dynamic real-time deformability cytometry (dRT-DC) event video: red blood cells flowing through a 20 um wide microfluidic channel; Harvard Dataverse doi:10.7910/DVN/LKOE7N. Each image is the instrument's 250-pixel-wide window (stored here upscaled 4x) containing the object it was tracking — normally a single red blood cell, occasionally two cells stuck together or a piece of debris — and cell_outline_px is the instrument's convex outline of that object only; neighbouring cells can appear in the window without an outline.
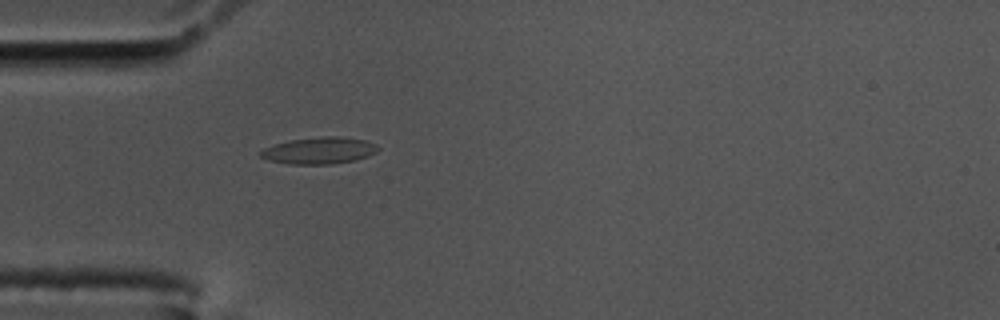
{"species": "common noctule bat (a hibernating species)", "species_latin": "Nyctalus noctula", "temperature_condition": "cold", "stored_images_in_passage": 43, "camera_frame_rate_fps": 3000, "um_per_image_px": 0.085, "animal": {"sex": "male", "body_mass_g": 17.5, "forearm_length_mm": 52.3}, "frame": {"image": 1, "passage_image": 2, "time_ms": 0.333, "image_size_px": [1000, 320], "cell_outline_px": [[380, 148], [376, 152], [368, 156], [356, 160], [332, 164], [288, 164], [272, 160], [260, 156], [260, 152], [264, 148], [276, 144], [292, 140], [324, 136], [340, 136], [364, 140], [376, 144]], "centroid_in_image_um": [27.19, 12.8], "position_along_channel_um": 57.8, "area_um2": 18.09}}
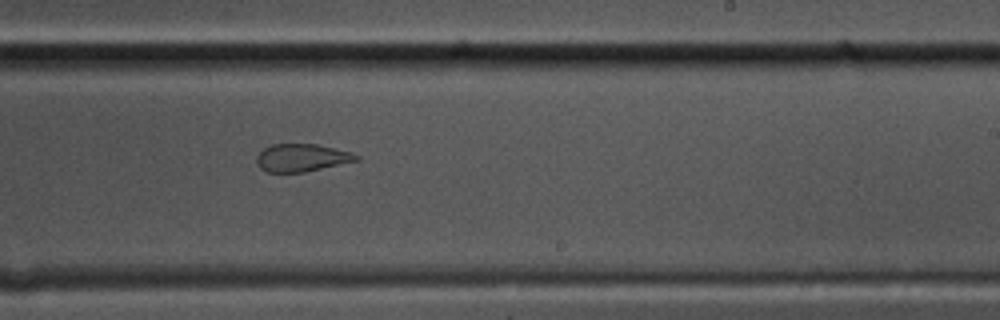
{"frame": {"image": 2, "passage_image": 20, "time_ms": 6.333, "image_size_px": [1000, 320], "cell_outline_px": [[360, 160], [304, 172], [268, 172], [260, 168], [256, 160], [256, 156], [264, 148], [272, 144], [316, 144], [352, 152], [360, 156]], "centroid_in_image_um": [25.66, 13.4], "position_along_channel_um": 263.3, "area_um2": 16.07}}
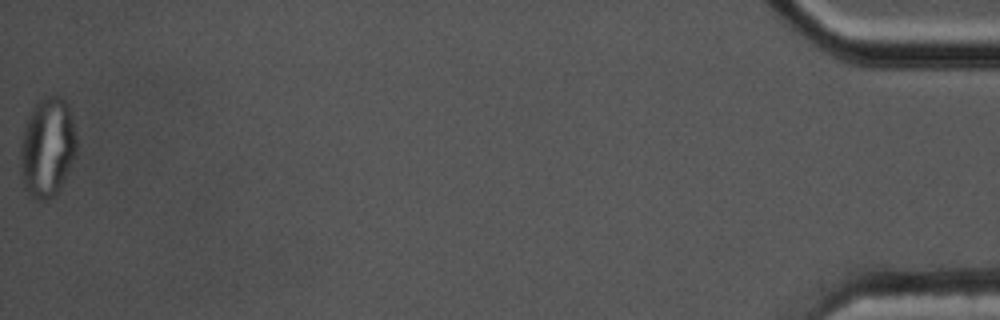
{"frame": {"image": 3, "passage_image": 43, "time_ms": 14.0, "image_size_px": [1000, 320], "cell_outline_px": [[76, 156], [60, 188], [48, 200], [36, 200], [28, 196], [24, 188], [20, 172], [20, 144], [24, 124], [28, 112], [44, 96], [60, 96], [68, 104], [76, 136]], "centroid_in_image_um": [3.99, 12.54], "position_along_channel_um": 431.2, "area_um2": 33.12}}